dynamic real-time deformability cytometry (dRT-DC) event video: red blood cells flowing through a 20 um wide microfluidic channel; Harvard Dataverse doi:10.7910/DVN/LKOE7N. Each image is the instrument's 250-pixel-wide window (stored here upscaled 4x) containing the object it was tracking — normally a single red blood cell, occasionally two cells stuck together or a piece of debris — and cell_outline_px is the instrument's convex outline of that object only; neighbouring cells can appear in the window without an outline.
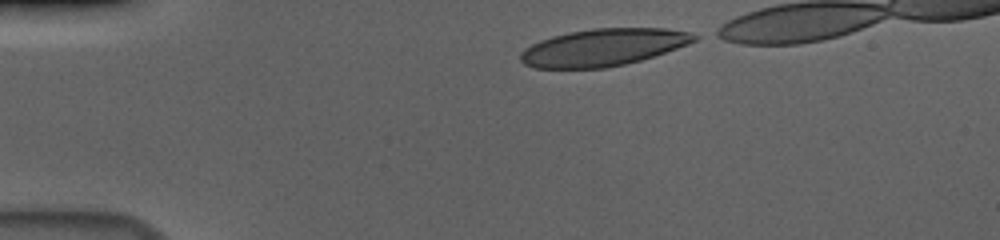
{"species": "human", "species_latin": "Homo sapiens", "temperature_condition": "cold", "stored_images_in_passage": 39, "camera_frame_rate_fps": 3000, "um_per_image_px": 0.085, "donor": {"sex": "male"}, "frame": {"image": 1, "passage_image": 1, "time_ms": 0.0, "image_size_px": [1000, 240], "cell_outline_px": [[700, 36], [696, 40], [688, 44], [640, 60], [624, 64], [604, 68], [532, 68], [524, 64], [520, 60], [520, 52], [524, 48], [540, 40], [552, 36], [568, 32], [592, 28], [668, 28], [692, 32]], "centroid_in_image_um": [51.25, 4.02], "position_along_channel_um": 33.7, "area_um2": 37.74}}
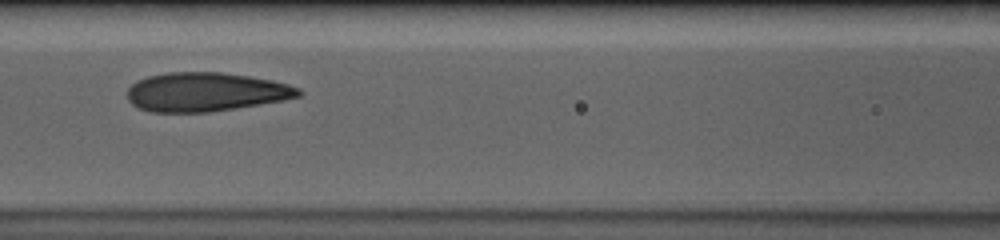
{"frame": {"image": 2, "passage_image": 15, "time_ms": 4.667, "image_size_px": [1000, 240], "cell_outline_px": [[304, 92], [300, 96], [284, 100], [236, 108], [208, 112], [152, 112], [140, 108], [132, 104], [128, 100], [128, 88], [136, 80], [148, 76], [168, 72], [220, 72], [248, 76], [272, 80], [288, 84], [300, 88]], "centroid_in_image_um": [17.49, 7.81], "position_along_channel_um": 149.1, "area_um2": 38.9}}
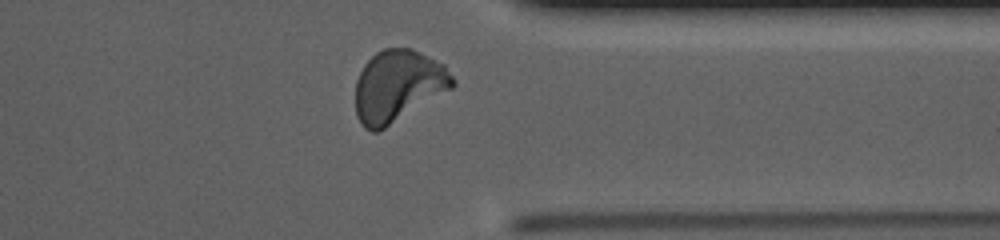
{"frame": {"image": 3, "passage_image": 34, "time_ms": 11.0, "image_size_px": [1000, 240], "cell_outline_px": [[456, 84], [452, 88], [384, 128], [376, 132], [372, 132], [364, 128], [356, 116], [356, 80], [364, 64], [376, 52], [384, 48], [412, 48], [444, 64], [456, 80]], "centroid_in_image_um": [33.83, 7.29], "position_along_channel_um": 377.6, "area_um2": 40.46}}